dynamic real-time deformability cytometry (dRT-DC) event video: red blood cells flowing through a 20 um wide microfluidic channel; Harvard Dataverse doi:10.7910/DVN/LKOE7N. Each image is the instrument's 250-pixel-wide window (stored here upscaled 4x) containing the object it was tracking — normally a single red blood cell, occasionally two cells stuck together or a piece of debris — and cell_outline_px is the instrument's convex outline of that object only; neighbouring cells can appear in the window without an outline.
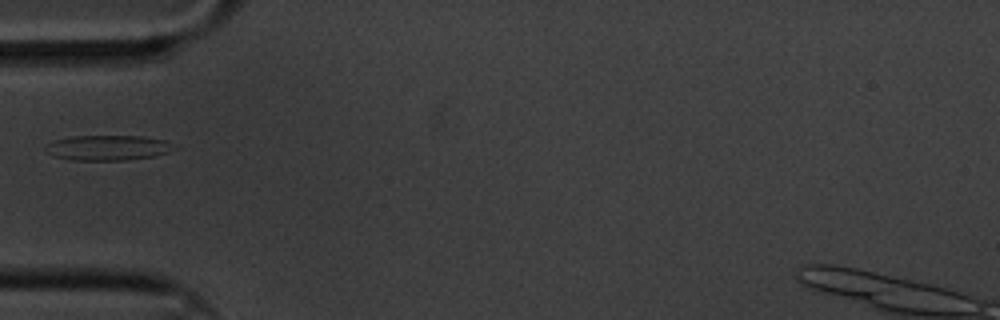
{"species": "common noctule bat (a hibernating species)", "species_latin": "Nyctalus noctula", "temperature_condition": "cold", "stored_images_in_passage": 3, "camera_frame_rate_fps": 3000, "um_per_image_px": 0.085, "animal": {"sex": "male", "body_mass_g": 20.1, "forearm_length_mm": 53.5}, "frame": {"image": 1, "passage_image": 1, "time_ms": 0.0, "image_size_px": [1000, 320], "cell_outline_px": [[176, 148], [168, 152], [156, 156], [128, 160], [68, 160], [52, 156], [44, 148], [48, 144], [56, 140], [72, 136], [144, 136], [164, 140], [176, 144]], "centroid_in_image_um": [9.21, 12.56], "position_along_channel_um": 75.8, "area_um2": 19.02}}
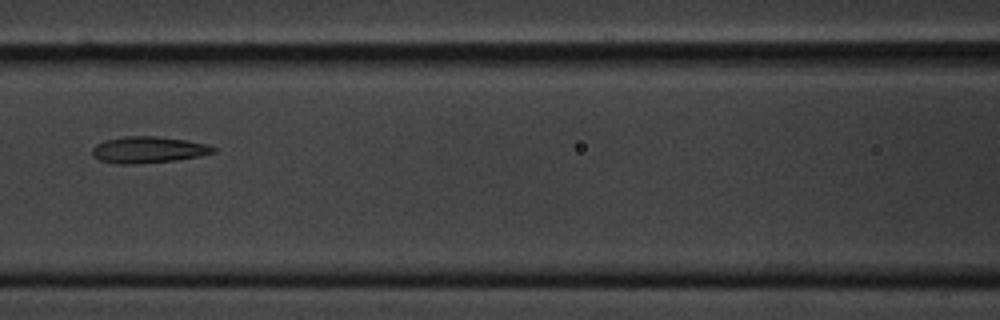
{"frame": {"image": 2, "passage_image": 3, "time_ms": 0.667, "image_size_px": [1000, 320], "cell_outline_px": [[216, 152], [200, 156], [176, 160], [136, 164], [116, 164], [100, 160], [92, 156], [92, 148], [96, 144], [104, 140], [124, 136], [156, 136], [188, 140], [208, 144], [216, 148]], "centroid_in_image_um": [12.6, 12.73], "position_along_channel_um": 154.0, "area_um2": 18.9}}